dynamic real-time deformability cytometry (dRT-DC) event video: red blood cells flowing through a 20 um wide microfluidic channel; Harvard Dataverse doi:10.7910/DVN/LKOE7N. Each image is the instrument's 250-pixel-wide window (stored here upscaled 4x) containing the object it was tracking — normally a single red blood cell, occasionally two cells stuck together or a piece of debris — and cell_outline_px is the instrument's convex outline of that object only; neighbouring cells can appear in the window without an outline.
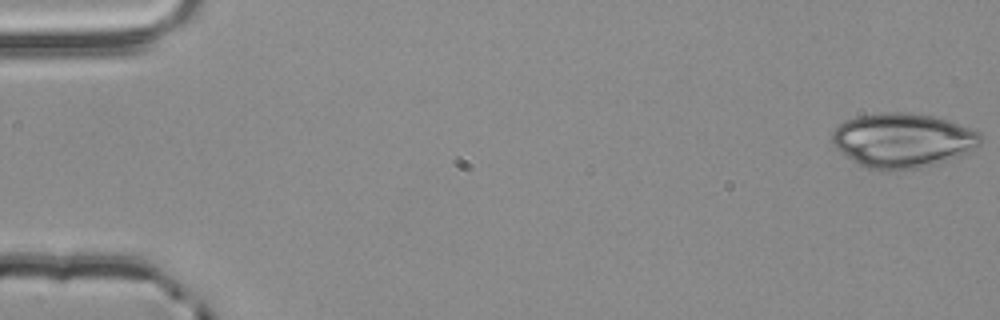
{"species": "common noctule bat (a hibernating species)", "species_latin": "Nyctalus noctula", "temperature_condition": "room temperature", "stored_images_in_passage": 54, "camera_frame_rate_fps": 3000, "um_per_image_px": 0.085, "animal": {"sex": "male", "body_mass_g": 20.4}, "frame": {"image": 1, "passage_image": 1, "time_ms": 0.0, "image_size_px": [1000, 320], "cell_outline_px": [[984, 140], [976, 148], [968, 152], [944, 160], [916, 168], [868, 168], [852, 160], [836, 148], [832, 144], [832, 132], [844, 120], [856, 116], [880, 112], [908, 112], [932, 116], [948, 120], [980, 132], [984, 136]], "centroid_in_image_um": [76.73, 11.88], "position_along_channel_um": 8.3, "area_um2": 46.47}}
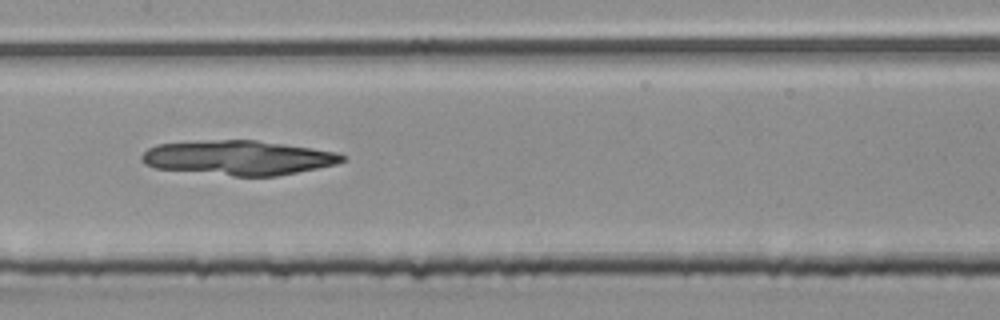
{"frame": {"image": 2, "passage_image": 27, "time_ms": 8.667, "image_size_px": [1000, 320], "cell_outline_px": [[348, 156], [344, 160], [336, 164], [276, 176], [232, 176], [156, 168], [144, 164], [140, 160], [140, 156], [148, 148], [156, 144], [200, 140], [256, 140], [312, 148], [336, 152]], "centroid_in_image_um": [20.22, 13.4], "position_along_channel_um": 187.2, "area_um2": 40.46}}
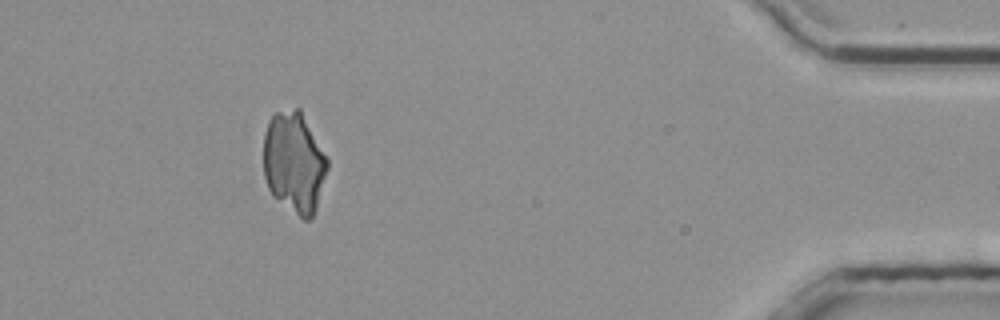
{"frame": {"image": 3, "passage_image": 49, "time_ms": 16.0, "image_size_px": [1000, 320], "cell_outline_px": [[328, 168], [316, 208], [312, 216], [308, 220], [304, 220], [272, 196], [268, 188], [264, 176], [264, 132], [268, 120], [276, 112], [296, 108], [300, 108], [328, 156]], "centroid_in_image_um": [25.01, 13.78], "position_along_channel_um": 410.2, "area_um2": 37.92}}